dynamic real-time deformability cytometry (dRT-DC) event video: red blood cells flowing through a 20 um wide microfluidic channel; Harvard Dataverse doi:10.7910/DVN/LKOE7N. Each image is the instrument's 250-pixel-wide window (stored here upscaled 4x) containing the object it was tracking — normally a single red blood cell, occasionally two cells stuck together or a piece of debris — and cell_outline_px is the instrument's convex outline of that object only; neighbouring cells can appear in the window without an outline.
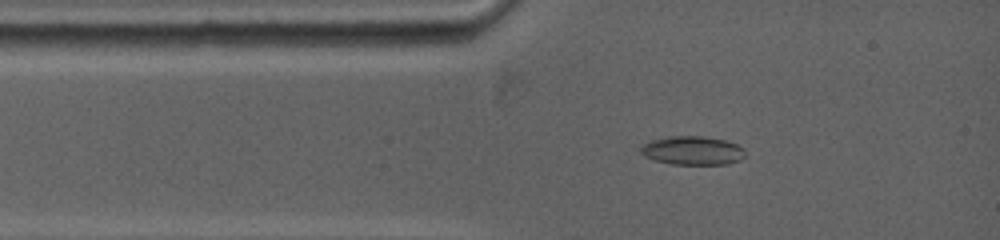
{"species": "common noctule bat (a hibernating species)", "species_latin": "Nyctalus noctula", "temperature_condition": "warm", "stored_images_in_passage": 15, "camera_frame_rate_fps": 5000, "um_per_image_px": 0.085, "animal": {"sex": "female", "body_mass_g": 19.0, "forearm_length_mm": 53.3}, "frame": {"image": 1, "passage_image": 2, "time_ms": 1.0, "image_size_px": [1000, 240], "cell_outline_px": [[744, 156], [740, 160], [728, 164], [672, 164], [652, 160], [644, 156], [640, 152], [640, 148], [644, 144], [652, 140], [668, 136], [704, 136], [724, 140], [736, 144], [744, 152]], "centroid_in_image_um": [58.82, 12.8], "position_along_channel_um": 26.2, "area_um2": 17.4}}
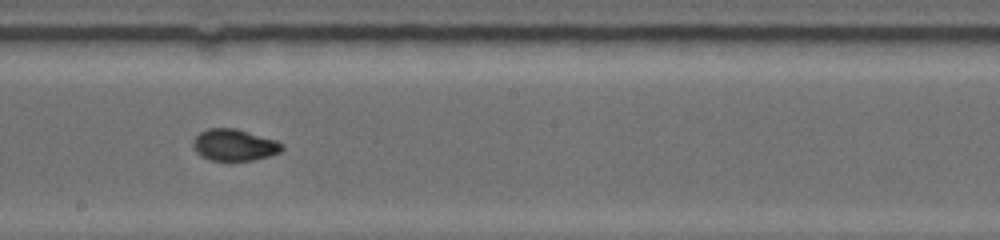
{"frame": {"image": 2, "passage_image": 7, "time_ms": 6.4, "image_size_px": [1000, 240], "cell_outline_px": [[284, 148], [280, 152], [268, 156], [252, 160], [208, 160], [200, 156], [192, 148], [192, 144], [196, 136], [200, 132], [208, 128], [236, 128], [276, 140], [284, 144]], "centroid_in_image_um": [19.9, 12.32], "position_along_channel_um": 228.3, "area_um2": 16.47}}
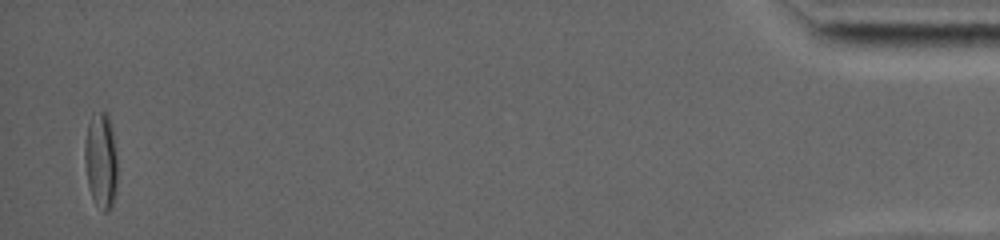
{"frame": {"image": 3, "passage_image": 15, "time_ms": 15.0, "image_size_px": [1000, 240], "cell_outline_px": [[116, 180], [112, 204], [108, 212], [100, 212], [92, 196], [88, 184], [84, 160], [84, 144], [88, 124], [92, 112], [108, 112], [112, 124], [116, 156]], "centroid_in_image_um": [8.56, 13.59], "position_along_channel_um": 426.6, "area_um2": 18.38}, "authors_computed_cell_mechanics": {"area_um2": 16.473, "velocity_mm_per_s": 3.9191, "shape_relaxation_time_tau1_ms": null, "shape_relaxation_time_tau2_ms": 0.7086, "deformation_change_tau1": null, "deformation_change_tau2": 0.0424}}